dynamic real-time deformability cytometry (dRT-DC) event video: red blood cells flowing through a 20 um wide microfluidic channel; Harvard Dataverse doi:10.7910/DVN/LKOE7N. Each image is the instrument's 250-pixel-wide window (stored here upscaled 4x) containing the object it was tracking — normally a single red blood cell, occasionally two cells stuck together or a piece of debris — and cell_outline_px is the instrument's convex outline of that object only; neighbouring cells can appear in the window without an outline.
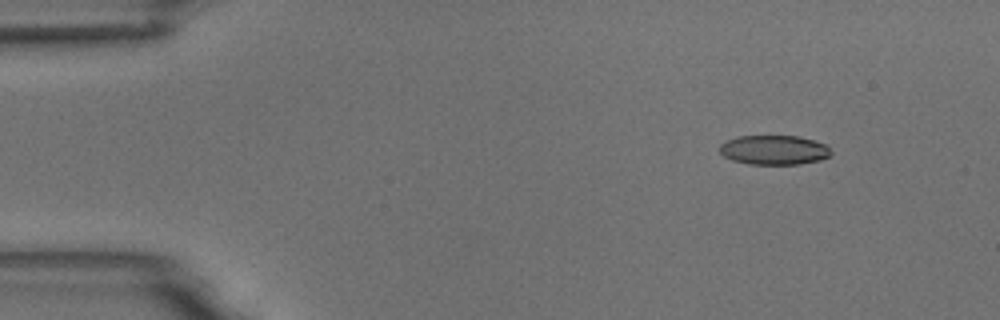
{"species": "common noctule bat (a hibernating species)", "species_latin": "Nyctalus noctula", "temperature_condition": "room temperature", "stored_images_in_passage": 3, "camera_frame_rate_fps": 3000, "um_per_image_px": 0.085, "animal": {"sex": "male", "body_mass_g": 18.8}, "frame": {"image": 1, "passage_image": 1, "time_ms": 0.0, "image_size_px": [1000, 320], "cell_outline_px": [[832, 152], [828, 156], [820, 160], [800, 164], [748, 164], [732, 160], [724, 156], [720, 152], [720, 144], [724, 140], [736, 136], [800, 136], [824, 144]], "centroid_in_image_um": [65.75, 12.74], "position_along_channel_um": 19.3, "area_um2": 19.13}}
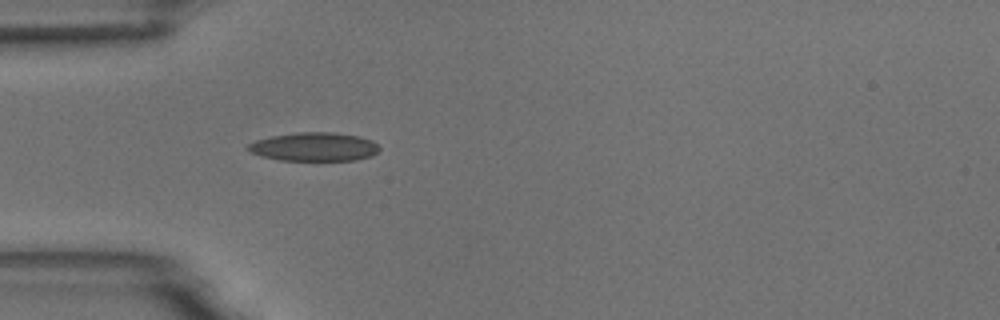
{"frame": {"image": 2, "passage_image": 3, "time_ms": 3.333, "image_size_px": [1000, 320], "cell_outline_px": [[380, 148], [372, 156], [356, 160], [280, 160], [260, 156], [244, 148], [248, 144], [256, 140], [272, 136], [296, 132], [332, 132], [360, 136], [372, 140]], "centroid_in_image_um": [26.69, 12.47], "position_along_channel_um": 58.3, "area_um2": 21.96}}